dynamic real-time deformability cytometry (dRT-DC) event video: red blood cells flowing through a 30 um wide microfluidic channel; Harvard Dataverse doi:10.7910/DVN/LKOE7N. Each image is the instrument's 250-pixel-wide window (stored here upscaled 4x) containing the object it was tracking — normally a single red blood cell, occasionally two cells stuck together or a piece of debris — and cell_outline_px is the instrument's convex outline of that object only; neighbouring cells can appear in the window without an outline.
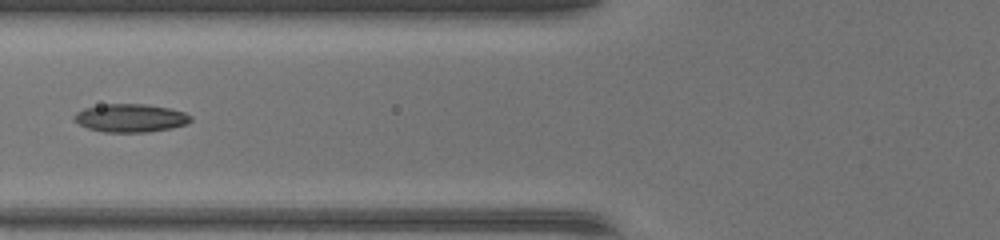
{"species": "common noctule bat (a hibernating species)", "species_latin": "Nyctalus noctula", "temperature_condition": "warm", "stored_images_in_passage": 28, "camera_frame_rate_fps": 3000, "um_per_image_px": 0.085, "animal": {"sex": "female", "body_mass_g": 17.0, "forearm_length_mm": 48.0}, "frame": {"image": 1, "passage_image": 21, "time_ms": 6.667, "image_size_px": [1000, 240], "cell_outline_px": [[192, 120], [188, 124], [172, 128], [148, 132], [104, 132], [88, 128], [80, 124], [72, 116], [76, 112], [84, 108], [100, 104], [144, 104], [168, 108], [184, 112], [192, 116]], "centroid_in_image_um": [11.11, 10.03], "position_along_channel_um": 114.7, "area_um2": 19.19}}
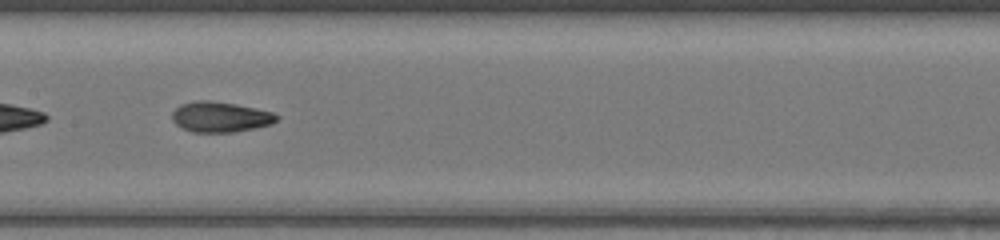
{"frame": {"image": 2, "passage_image": 26, "time_ms": 8.333, "image_size_px": [1000, 240], "cell_outline_px": [[280, 116], [272, 124], [236, 132], [192, 132], [176, 124], [172, 120], [172, 112], [180, 104], [196, 100], [212, 100], [236, 104], [272, 112]], "centroid_in_image_um": [18.72, 9.93], "position_along_channel_um": 188.7, "area_um2": 18.55}}